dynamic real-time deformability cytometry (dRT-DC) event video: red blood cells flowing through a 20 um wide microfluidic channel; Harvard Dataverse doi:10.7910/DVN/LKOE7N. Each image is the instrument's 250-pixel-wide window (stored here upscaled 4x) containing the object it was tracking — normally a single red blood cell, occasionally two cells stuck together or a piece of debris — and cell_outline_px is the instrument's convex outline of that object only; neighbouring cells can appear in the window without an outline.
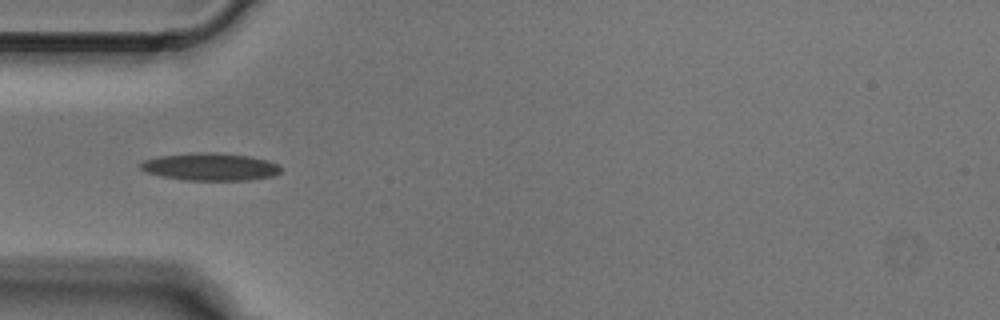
{"species": "Egyptian fruit bat (a non-hibernating species)", "species_latin": "Rousettus aegyptiacus", "temperature_condition": "cold", "stored_images_in_passage": 4, "camera_frame_rate_fps": 3000, "um_per_image_px": 0.085, "animal": {"sex": "male"}, "frame": {"image": 1, "passage_image": 3, "time_ms": 0.667, "image_size_px": [1000, 320], "cell_outline_px": [[280, 172], [272, 176], [248, 180], [184, 180], [164, 176], [148, 172], [140, 168], [140, 164], [144, 160], [156, 156], [188, 152], [216, 152], [248, 156], [268, 160], [280, 164]], "centroid_in_image_um": [17.87, 14.16], "position_along_channel_um": 67.1, "area_um2": 22.6}}
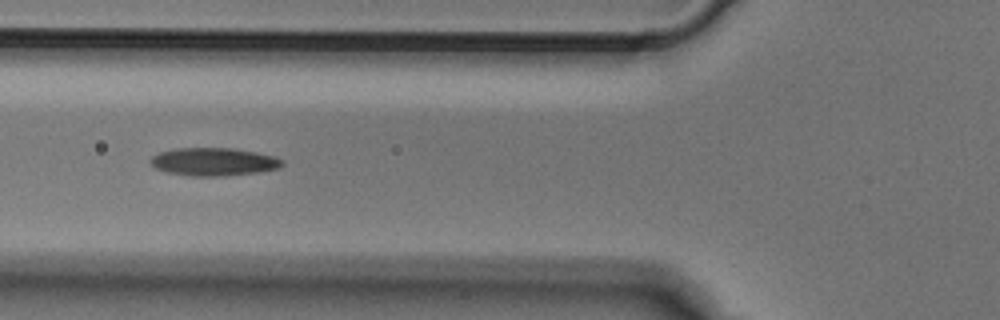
{"frame": {"image": 2, "passage_image": 4, "time_ms": 1.0, "image_size_px": [1000, 320], "cell_outline_px": [[284, 164], [280, 168], [256, 172], [224, 176], [192, 176], [168, 172], [156, 168], [148, 160], [152, 156], [160, 152], [176, 148], [236, 148], [276, 156], [284, 160]], "centroid_in_image_um": [18.2, 13.74], "position_along_channel_um": 107.6, "area_um2": 21.56}}